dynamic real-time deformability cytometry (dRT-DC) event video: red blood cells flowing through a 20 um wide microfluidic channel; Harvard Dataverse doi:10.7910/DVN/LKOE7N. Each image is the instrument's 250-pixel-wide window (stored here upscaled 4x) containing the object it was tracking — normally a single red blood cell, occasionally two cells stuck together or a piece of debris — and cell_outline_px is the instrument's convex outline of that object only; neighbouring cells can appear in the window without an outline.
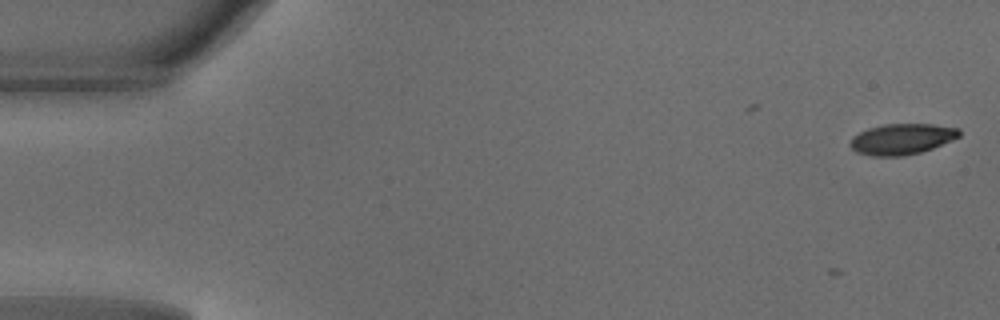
{"species": "common noctule bat (a hibernating species)", "species_latin": "Nyctalus noctula", "temperature_condition": "warm", "stored_images_in_passage": 2, "camera_frame_rate_fps": 3000, "um_per_image_px": 0.085, "animal": {"sex": "male", "body_mass_g": 18.8}, "frame": {"image": 1, "passage_image": 2, "time_ms": 0.333, "image_size_px": [1000, 320], "cell_outline_px": [[960, 136], [952, 140], [932, 148], [920, 152], [900, 156], [872, 156], [856, 152], [848, 144], [852, 136], [868, 128], [884, 124], [932, 124], [960, 128]], "centroid_in_image_um": [76.64, 11.81], "position_along_channel_um": 8.4, "area_um2": 19.59}}